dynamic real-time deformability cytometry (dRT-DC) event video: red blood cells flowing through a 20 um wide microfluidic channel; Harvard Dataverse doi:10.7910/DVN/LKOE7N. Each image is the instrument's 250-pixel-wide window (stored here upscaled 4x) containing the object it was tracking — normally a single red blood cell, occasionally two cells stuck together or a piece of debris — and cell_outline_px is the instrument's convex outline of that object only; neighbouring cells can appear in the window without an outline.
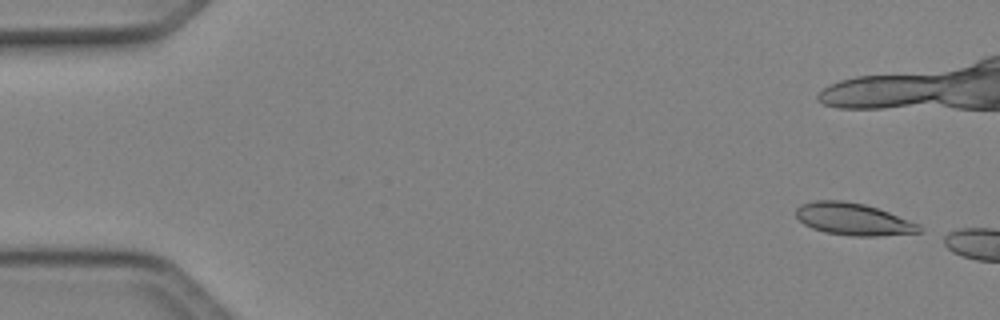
{"species": "Egyptian fruit bat (a non-hibernating species)", "species_latin": "Rousettus aegyptiacus", "temperature_condition": "cold", "stored_images_in_passage": 6, "camera_frame_rate_fps": 3000, "um_per_image_px": 0.085, "animal": {"sex": "female"}, "frame": {"image": 1, "passage_image": 2, "time_ms": 0.333, "image_size_px": [1000, 320], "cell_outline_px": [[920, 232], [880, 236], [852, 236], [824, 232], [812, 228], [804, 224], [796, 216], [796, 208], [800, 204], [816, 200], [840, 200], [864, 204], [888, 212], [920, 224]], "centroid_in_image_um": [72.5, 18.63], "position_along_channel_um": 12.5, "area_um2": 22.95}}